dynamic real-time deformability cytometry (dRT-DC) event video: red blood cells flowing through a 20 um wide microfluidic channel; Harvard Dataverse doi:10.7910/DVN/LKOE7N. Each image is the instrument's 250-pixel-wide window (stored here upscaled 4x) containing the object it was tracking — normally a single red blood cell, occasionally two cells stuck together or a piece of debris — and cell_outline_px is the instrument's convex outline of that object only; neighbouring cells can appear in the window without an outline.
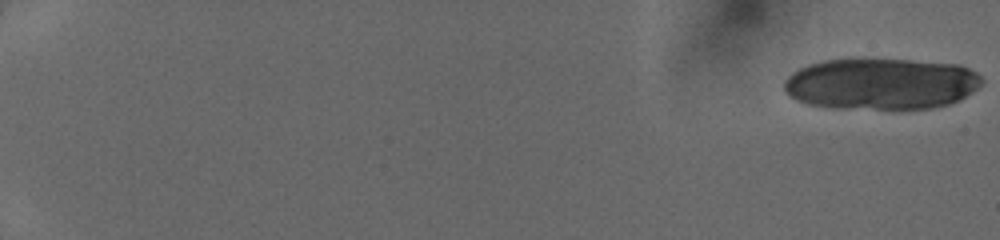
{"species": "human", "species_latin": "Homo sapiens", "temperature_condition": "cold", "stored_images_in_passage": 20, "camera_frame_rate_fps": 3000, "um_per_image_px": 0.085, "donor": {"sex": "female"}, "frame": {"image": 1, "passage_image": 1, "time_ms": 0.0, "image_size_px": [1000, 240], "cell_outline_px": [[984, 80], [972, 92], [960, 100], [948, 104], [932, 108], [832, 108], [808, 104], [796, 100], [788, 96], [784, 92], [784, 80], [792, 72], [808, 64], [824, 60], [852, 56], [856, 56], [960, 64], [976, 72]], "centroid_in_image_um": [74.84, 7.08], "position_along_channel_um": 10.2, "area_um2": 60.4}}